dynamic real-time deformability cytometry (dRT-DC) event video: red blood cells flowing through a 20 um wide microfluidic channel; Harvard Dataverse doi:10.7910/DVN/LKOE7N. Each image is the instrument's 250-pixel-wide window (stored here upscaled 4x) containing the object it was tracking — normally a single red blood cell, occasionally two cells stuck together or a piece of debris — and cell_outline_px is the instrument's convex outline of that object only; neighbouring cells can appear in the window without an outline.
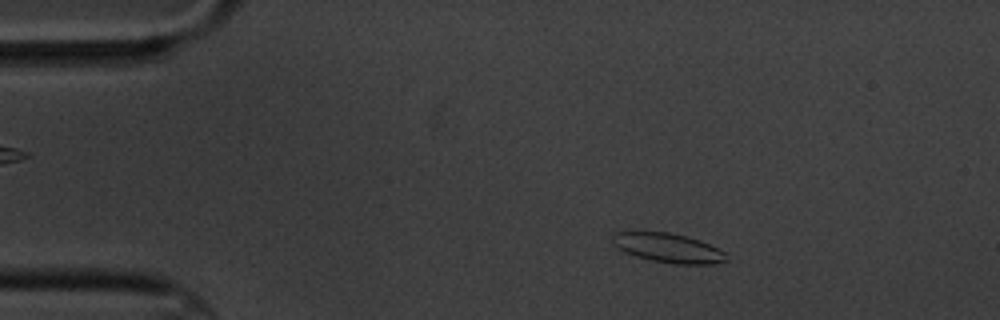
{"species": "common noctule bat (a hibernating species)", "species_latin": "Nyctalus noctula", "temperature_condition": "cold", "stored_images_in_passage": 5, "camera_frame_rate_fps": 3000, "um_per_image_px": 0.085, "animal": {"sex": "male", "body_mass_g": 20.1, "forearm_length_mm": 53.5}, "frame": {"image": 1, "passage_image": 2, "time_ms": 1.0, "image_size_px": [1000, 320], "cell_outline_px": [[728, 260], [716, 264], [672, 264], [652, 260], [636, 256], [624, 252], [616, 248], [612, 240], [612, 236], [616, 232], [668, 232], [700, 240], [728, 252]], "centroid_in_image_um": [56.84, 21.09], "position_along_channel_um": 28.2, "area_um2": 19.59}}
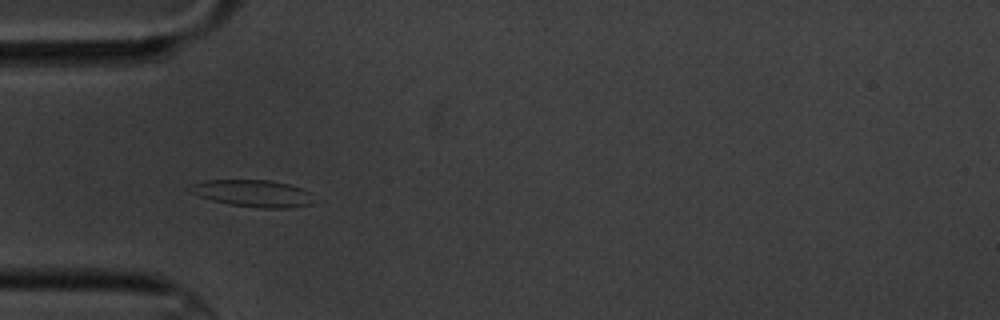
{"frame": {"image": 2, "passage_image": 4, "time_ms": 3.667, "image_size_px": [1000, 320], "cell_outline_px": [[312, 204], [292, 208], [264, 208], [228, 204], [212, 200], [200, 196], [192, 192], [188, 188], [192, 184], [204, 180], [268, 180], [288, 184], [300, 188], [308, 192]], "centroid_in_image_um": [21.47, 16.43], "position_along_channel_um": 63.5, "area_um2": 19.13}}